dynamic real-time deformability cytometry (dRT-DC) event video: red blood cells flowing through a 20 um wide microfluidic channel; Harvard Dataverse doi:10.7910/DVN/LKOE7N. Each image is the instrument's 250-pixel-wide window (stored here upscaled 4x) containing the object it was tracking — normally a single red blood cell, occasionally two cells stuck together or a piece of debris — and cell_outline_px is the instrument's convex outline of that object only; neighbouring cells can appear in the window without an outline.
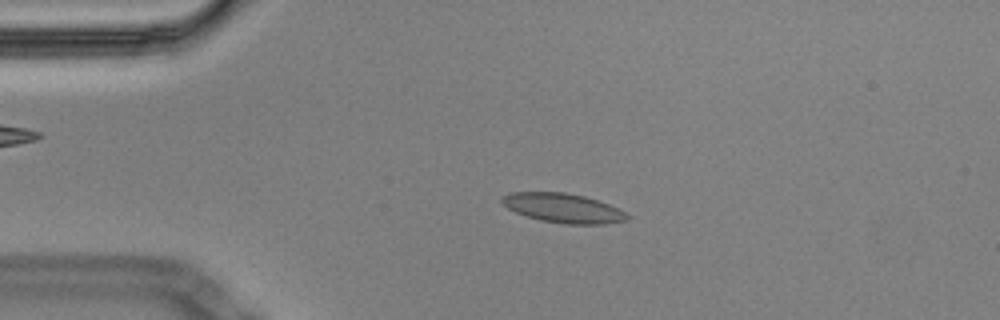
{"species": "Egyptian fruit bat (a non-hibernating species)", "species_latin": "Rousettus aegyptiacus", "temperature_condition": "cold", "stored_images_in_passage": 57, "camera_frame_rate_fps": 3000, "um_per_image_px": 0.085, "animal": {"sex": "male"}, "frame": {"image": 1, "passage_image": 12, "time_ms": 3.667, "image_size_px": [1000, 320], "cell_outline_px": [[632, 216], [628, 220], [604, 224], [564, 224], [540, 220], [516, 212], [508, 208], [500, 200], [508, 192], [564, 192], [584, 196], [608, 204]], "centroid_in_image_um": [47.88, 17.69], "position_along_channel_um": 37.1, "area_um2": 21.27}}
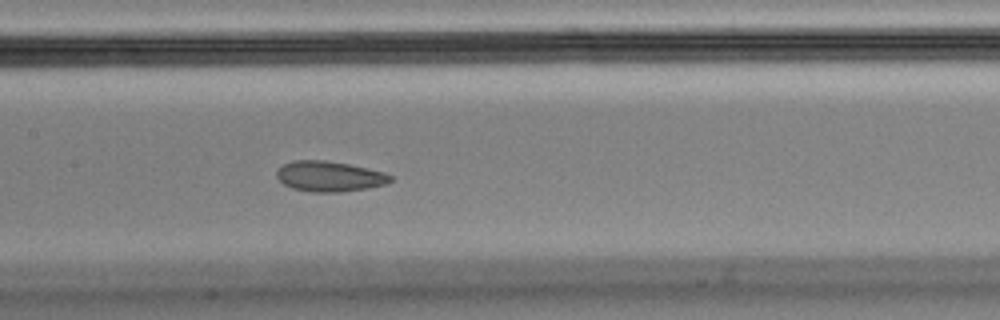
{"frame": {"image": 2, "passage_image": 27, "time_ms": 8.667, "image_size_px": [1000, 320], "cell_outline_px": [[392, 180], [384, 184], [368, 188], [340, 192], [312, 192], [292, 188], [284, 184], [276, 176], [276, 172], [284, 164], [292, 160], [324, 160], [348, 164], [384, 172], [392, 176]], "centroid_in_image_um": [27.99, 14.99], "position_along_channel_um": 179.4, "area_um2": 20.0}}
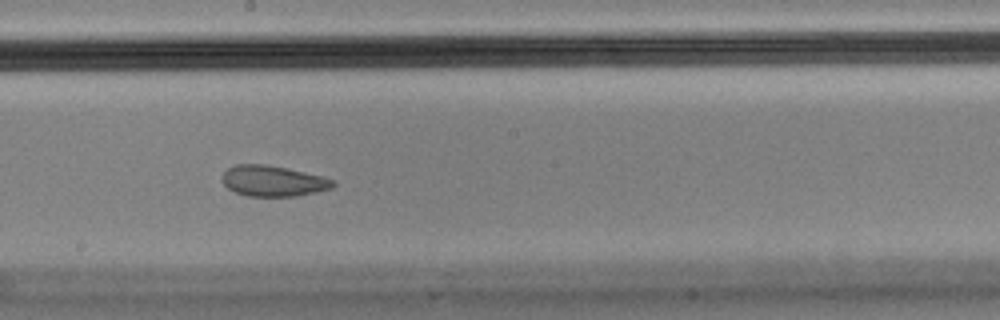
{"frame": {"image": 3, "passage_image": 31, "time_ms": 10.0, "image_size_px": [1000, 320], "cell_outline_px": [[336, 184], [332, 188], [316, 192], [296, 196], [248, 196], [236, 192], [228, 188], [224, 184], [224, 172], [228, 168], [236, 164], [264, 164], [288, 168], [320, 176], [332, 180]], "centroid_in_image_um": [23.22, 15.38], "position_along_channel_um": 225.0, "area_um2": 19.59}, "authors_computed_cell_mechanics": {"area_um2": 20.8658, "velocity_mm_per_s": 3.4413, "shape_relaxation_time_tau1_ms": null, "shape_relaxation_time_tau2_ms": 1.589, "deformation_change_tau1": null, "deformation_change_tau2": 0.0606}}